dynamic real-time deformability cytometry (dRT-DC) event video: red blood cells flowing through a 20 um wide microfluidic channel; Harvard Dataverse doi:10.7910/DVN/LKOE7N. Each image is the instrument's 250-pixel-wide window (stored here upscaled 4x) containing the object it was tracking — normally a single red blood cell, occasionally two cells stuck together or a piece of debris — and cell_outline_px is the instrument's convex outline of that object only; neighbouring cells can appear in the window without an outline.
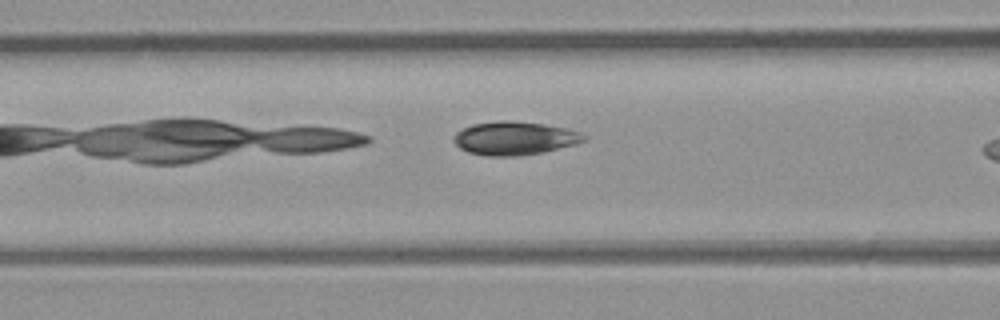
{"species": "common noctule bat (a hibernating species)", "species_latin": "Nyctalus noctula", "temperature_condition": "room temperature", "stored_images_in_passage": 10, "camera_frame_rate_fps": 3000, "um_per_image_px": 0.085, "animal": {"sex": "male", "body_mass_g": 23.1, "forearm_length_mm": 52.7}, "frame": {"image": 1, "passage_image": 6, "time_ms": 1.667, "image_size_px": [1000, 320], "cell_outline_px": [[588, 136], [584, 140], [576, 144], [540, 152], [520, 156], [488, 156], [468, 152], [460, 148], [452, 140], [452, 136], [456, 132], [472, 124], [500, 120], [508, 120], [544, 124], [564, 128], [580, 132]], "centroid_in_image_um": [43.7, 11.74], "position_along_channel_um": 122.9, "area_um2": 25.26}}
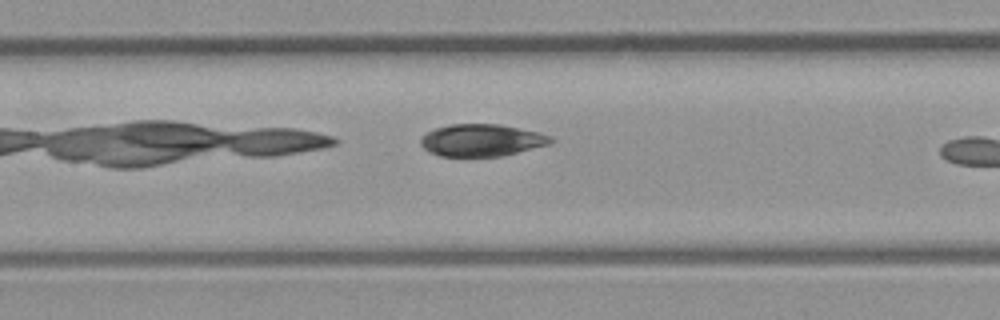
{"frame": {"image": 2, "passage_image": 9, "time_ms": 2.667, "image_size_px": [1000, 320], "cell_outline_px": [[552, 140], [548, 144], [500, 156], [440, 156], [424, 148], [420, 144], [420, 140], [428, 132], [436, 128], [452, 124], [500, 124], [540, 132], [552, 136]], "centroid_in_image_um": [40.94, 11.91], "position_along_channel_um": 166.5, "area_um2": 23.99}}